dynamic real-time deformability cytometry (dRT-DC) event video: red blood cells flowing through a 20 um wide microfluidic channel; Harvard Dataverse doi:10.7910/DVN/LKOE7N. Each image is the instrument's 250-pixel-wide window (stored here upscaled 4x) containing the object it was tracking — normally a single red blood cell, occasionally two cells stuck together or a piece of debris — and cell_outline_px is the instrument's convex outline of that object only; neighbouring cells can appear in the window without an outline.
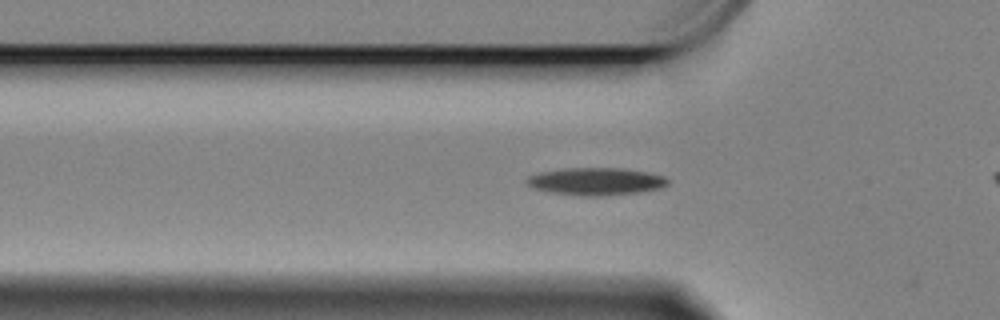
{"species": "Egyptian fruit bat (a non-hibernating species)", "species_latin": "Rousettus aegyptiacus", "temperature_condition": "cold", "stored_images_in_passage": 36, "camera_frame_rate_fps": 3000, "um_per_image_px": 0.085, "animal": {"sex": "female"}, "frame": {"image": 1, "passage_image": 6, "time_ms": 1.667, "image_size_px": [1000, 320], "cell_outline_px": [[668, 184], [660, 188], [636, 192], [596, 196], [580, 196], [552, 192], [532, 188], [524, 180], [528, 176], [540, 172], [564, 168], [620, 168], [644, 172], [664, 176], [668, 180]], "centroid_in_image_um": [50.6, 15.41], "position_along_channel_um": 75.2, "area_um2": 22.31}}
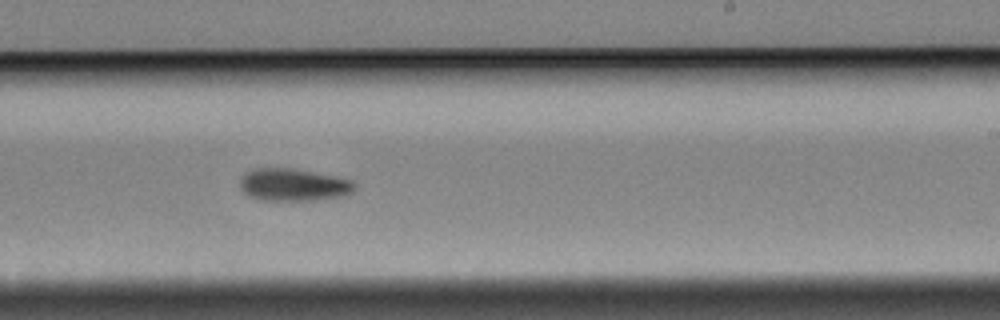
{"frame": {"image": 2, "passage_image": 23, "time_ms": 7.333, "image_size_px": [1000, 320], "cell_outline_px": [[356, 188], [352, 192], [340, 196], [316, 200], [260, 200], [248, 196], [240, 188], [240, 180], [248, 172], [256, 168], [292, 168], [352, 180], [356, 184]], "centroid_in_image_um": [24.93, 15.72], "position_along_channel_um": 264.1, "area_um2": 21.44}}
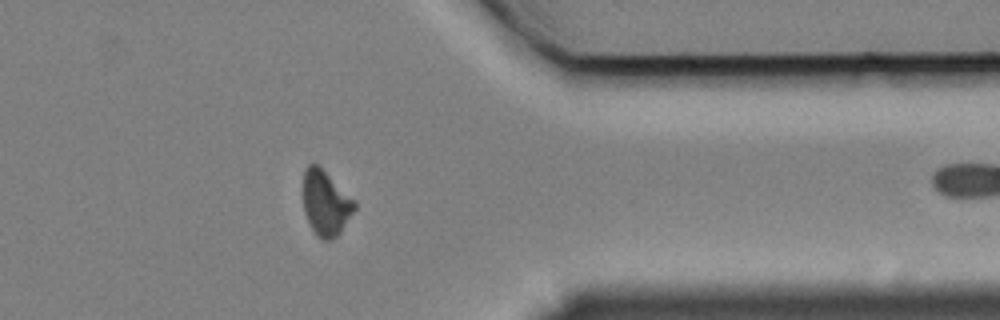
{"frame": {"image": 3, "passage_image": 35, "time_ms": 11.333, "image_size_px": [1000, 320], "cell_outline_px": [[356, 208], [340, 232], [332, 240], [324, 240], [312, 228], [304, 212], [304, 172], [308, 164], [316, 164], [356, 200]], "centroid_in_image_um": [27.71, 17.26], "position_along_channel_um": 383.7, "area_um2": 19.02}}